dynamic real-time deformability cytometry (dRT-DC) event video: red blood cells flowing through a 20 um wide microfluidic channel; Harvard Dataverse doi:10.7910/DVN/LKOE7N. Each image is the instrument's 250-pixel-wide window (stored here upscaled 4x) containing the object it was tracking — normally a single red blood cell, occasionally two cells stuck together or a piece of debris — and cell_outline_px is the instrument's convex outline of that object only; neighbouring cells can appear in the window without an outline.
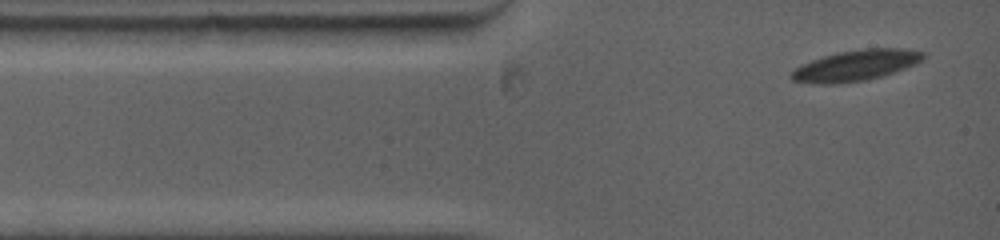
{"species": "common noctule bat (a hibernating species)", "species_latin": "Nyctalus noctula", "temperature_condition": "warm", "stored_images_in_passage": 5, "camera_frame_rate_fps": 5000, "um_per_image_px": 0.085, "animal": {"sex": "female", "body_mass_g": 19.0, "forearm_length_mm": 53.3}, "frame": {"image": 1, "passage_image": 1, "time_ms": 0.0, "image_size_px": [1000, 240], "cell_outline_px": [[928, 52], [924, 60], [916, 64], [880, 76], [864, 80], [832, 84], [820, 84], [792, 80], [788, 76], [796, 68], [812, 60], [836, 52], [868, 48], [904, 48]], "centroid_in_image_um": [72.8, 5.54], "position_along_channel_um": 12.2, "area_um2": 23.52}}
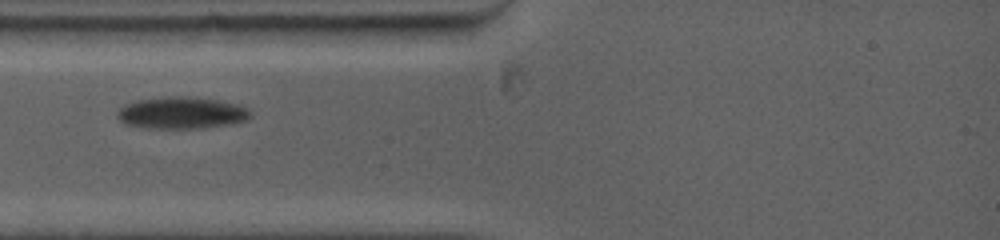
{"frame": {"image": 2, "passage_image": 4, "time_ms": 2.4, "image_size_px": [1000, 240], "cell_outline_px": [[252, 116], [248, 120], [236, 124], [204, 128], [148, 128], [124, 124], [116, 116], [116, 112], [124, 104], [136, 100], [168, 96], [184, 96], [216, 100], [236, 104], [248, 108]], "centroid_in_image_um": [15.44, 9.6], "position_along_channel_um": 69.6, "area_um2": 25.03}}
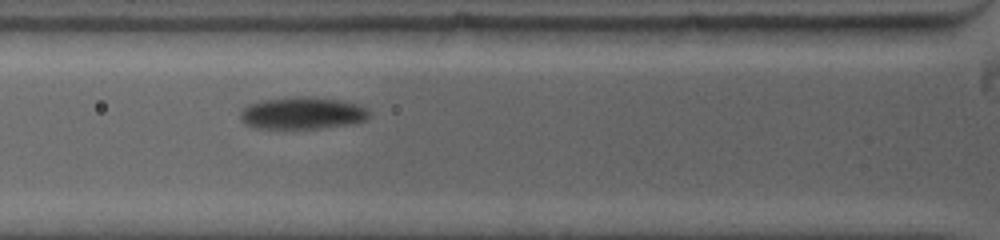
{"frame": {"image": 3, "passage_image": 5, "time_ms": 3.2, "image_size_px": [1000, 240], "cell_outline_px": [[368, 116], [364, 120], [348, 124], [320, 128], [252, 128], [244, 124], [240, 120], [240, 112], [248, 104], [260, 100], [296, 96], [300, 96], [340, 100], [356, 104], [364, 108], [368, 112]], "centroid_in_image_um": [25.6, 9.61], "position_along_channel_um": 100.2, "area_um2": 23.93}}